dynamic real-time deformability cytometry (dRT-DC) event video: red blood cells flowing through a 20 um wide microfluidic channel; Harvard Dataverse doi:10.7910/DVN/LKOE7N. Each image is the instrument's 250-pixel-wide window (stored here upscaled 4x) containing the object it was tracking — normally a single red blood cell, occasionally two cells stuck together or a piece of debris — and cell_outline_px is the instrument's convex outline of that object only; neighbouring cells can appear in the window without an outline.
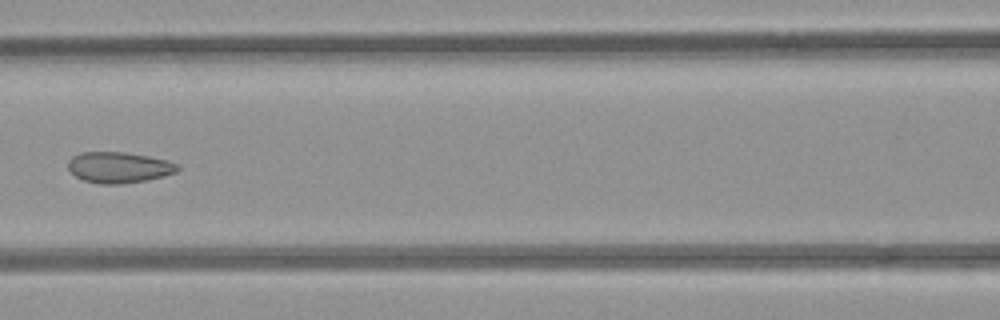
{"species": "common noctule bat (a hibernating species)", "species_latin": "Nyctalus noctula", "temperature_condition": "room temperature", "stored_images_in_passage": 7, "camera_frame_rate_fps": 3000, "um_per_image_px": 0.085, "animal": {"sex": "female", "body_mass_g": 21.9}, "frame": {"image": 1, "passage_image": 7, "time_ms": 6.667, "image_size_px": [1000, 320], "cell_outline_px": [[180, 168], [176, 172], [164, 176], [148, 180], [120, 184], [100, 184], [84, 180], [76, 176], [68, 168], [68, 160], [72, 156], [80, 152], [124, 152], [148, 156], [168, 160], [180, 164]], "centroid_in_image_um": [10.13, 14.22], "position_along_channel_um": 156.5, "area_um2": 19.88}}